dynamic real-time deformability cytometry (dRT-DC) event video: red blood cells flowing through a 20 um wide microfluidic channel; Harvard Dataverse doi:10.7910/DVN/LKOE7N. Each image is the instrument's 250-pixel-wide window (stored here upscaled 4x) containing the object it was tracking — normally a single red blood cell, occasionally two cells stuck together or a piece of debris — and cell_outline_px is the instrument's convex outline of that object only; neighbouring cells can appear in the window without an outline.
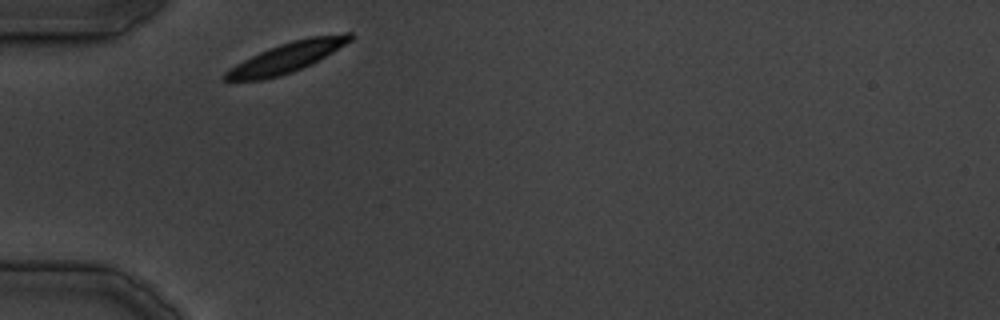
{"species": "common noctule bat (a hibernating species)", "species_latin": "Nyctalus noctula", "temperature_condition": "cold", "stored_images_in_passage": 11, "camera_frame_rate_fps": 3000, "um_per_image_px": 0.085, "animal": {"sex": "male", "body_mass_g": 19.5, "forearm_length_mm": 54.6}, "frame": {"image": 1, "passage_image": 1, "time_ms": 0.0, "image_size_px": [1000, 320], "cell_outline_px": [[356, 36], [352, 40], [312, 64], [292, 72], [280, 76], [264, 80], [224, 80], [220, 76], [224, 72], [236, 64], [260, 52], [280, 44], [292, 40], [308, 36], [344, 32], [352, 32]], "centroid_in_image_um": [24.43, 4.86], "position_along_channel_um": 60.6, "area_um2": 22.02}}
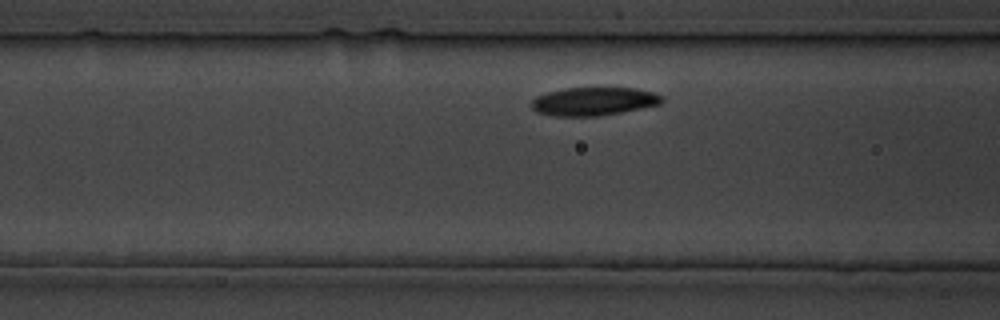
{"frame": {"image": 2, "passage_image": 5, "time_ms": 4.667, "image_size_px": [1000, 320], "cell_outline_px": [[664, 100], [660, 104], [620, 112], [596, 116], [556, 116], [536, 112], [532, 108], [532, 100], [536, 96], [548, 92], [568, 88], [636, 88], [652, 92], [660, 96]], "centroid_in_image_um": [50.44, 8.61], "position_along_channel_um": 116.2, "area_um2": 21.21}}
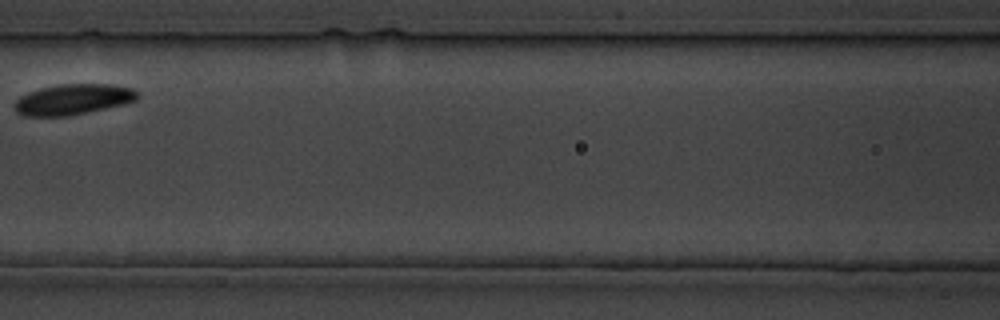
{"frame": {"image": 3, "passage_image": 7, "time_ms": 8.0, "image_size_px": [1000, 320], "cell_outline_px": [[140, 96], [136, 100], [124, 104], [68, 116], [24, 116], [16, 112], [12, 108], [12, 104], [20, 96], [28, 92], [40, 88], [60, 84], [112, 84], [132, 88], [140, 92]], "centroid_in_image_um": [6.19, 8.45], "position_along_channel_um": 160.4, "area_um2": 22.2}}